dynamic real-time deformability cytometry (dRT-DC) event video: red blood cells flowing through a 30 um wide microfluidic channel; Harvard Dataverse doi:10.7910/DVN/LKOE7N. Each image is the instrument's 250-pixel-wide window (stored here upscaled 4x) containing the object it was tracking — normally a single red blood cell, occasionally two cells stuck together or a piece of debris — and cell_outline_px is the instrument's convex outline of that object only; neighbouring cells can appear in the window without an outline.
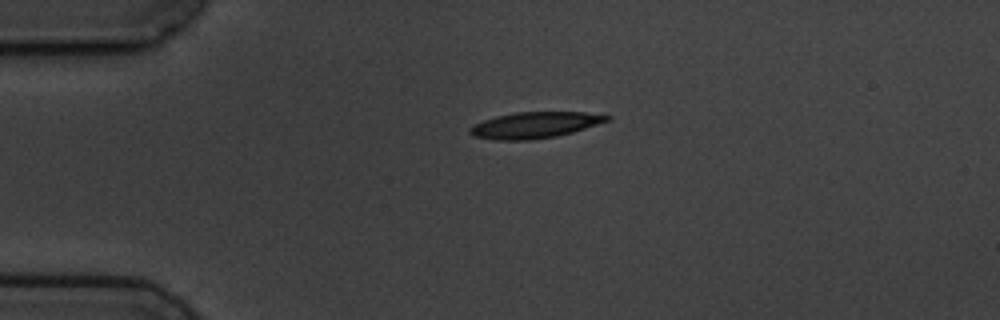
{"species": "common noctule bat (a hibernating species)", "species_latin": "Nyctalus noctula", "temperature_condition": "cold", "stored_images_in_passage": 5, "camera_frame_rate_fps": 3000, "um_per_image_px": 0.085, "animal": {"sex": "male", "body_mass_g": 19.5, "forearm_length_mm": 54.6}, "frame": {"image": 1, "passage_image": 5, "time_ms": 5.667, "image_size_px": [1000, 320], "cell_outline_px": [[612, 120], [572, 132], [556, 136], [532, 140], [496, 140], [472, 136], [468, 132], [468, 128], [484, 120], [496, 116], [516, 112], [584, 112], [612, 116]], "centroid_in_image_um": [45.46, 10.63], "position_along_channel_um": 39.5, "area_um2": 20.92}}